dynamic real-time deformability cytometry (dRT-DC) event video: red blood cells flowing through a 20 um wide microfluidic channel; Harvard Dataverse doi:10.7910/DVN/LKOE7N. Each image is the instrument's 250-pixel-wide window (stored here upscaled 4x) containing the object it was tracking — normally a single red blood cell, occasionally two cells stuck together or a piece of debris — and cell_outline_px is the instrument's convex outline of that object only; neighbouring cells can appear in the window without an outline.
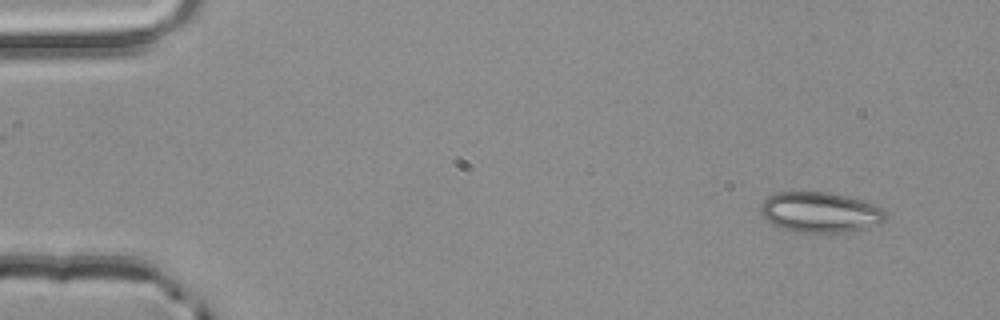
{"species": "common noctule bat (a hibernating species)", "species_latin": "Nyctalus noctula", "temperature_condition": "room temperature", "stored_images_in_passage": 3, "camera_frame_rate_fps": 3000, "um_per_image_px": 0.085, "animal": {"sex": "male", "body_mass_g": 20.4}, "frame": {"image": 1, "passage_image": 1, "time_ms": 0.0, "image_size_px": [1000, 320], "cell_outline_px": [[884, 220], [880, 224], [848, 232], [796, 232], [772, 224], [760, 212], [760, 204], [768, 196], [776, 192], [828, 192], [860, 200], [884, 208]], "centroid_in_image_um": [69.69, 18.04], "position_along_channel_um": 15.3, "area_um2": 29.13}}